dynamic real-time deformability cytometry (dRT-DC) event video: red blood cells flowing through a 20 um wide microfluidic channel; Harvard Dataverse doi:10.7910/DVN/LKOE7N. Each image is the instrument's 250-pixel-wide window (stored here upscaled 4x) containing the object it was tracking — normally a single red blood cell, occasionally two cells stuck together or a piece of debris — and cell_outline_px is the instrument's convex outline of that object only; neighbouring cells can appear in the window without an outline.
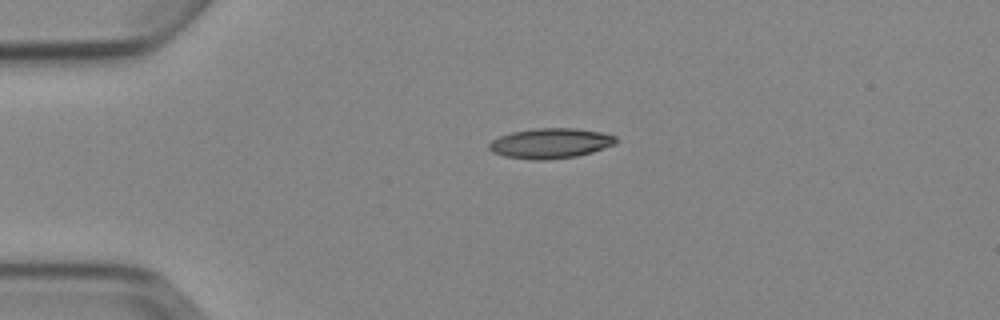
{"species": "Egyptian fruit bat (a non-hibernating species)", "species_latin": "Rousettus aegyptiacus", "temperature_condition": "cold", "stored_images_in_passage": 2, "camera_frame_rate_fps": 3000, "um_per_image_px": 0.085, "animal": {"sex": "female"}, "frame": {"image": 1, "passage_image": 1, "time_ms": 0.0, "image_size_px": [1000, 320], "cell_outline_px": [[616, 144], [592, 152], [576, 156], [544, 160], [532, 160], [504, 156], [492, 152], [488, 148], [488, 144], [492, 140], [500, 136], [512, 132], [536, 128], [576, 128], [600, 132], [616, 136]], "centroid_in_image_um": [46.77, 12.18], "position_along_channel_um": 38.2, "area_um2": 22.25}}